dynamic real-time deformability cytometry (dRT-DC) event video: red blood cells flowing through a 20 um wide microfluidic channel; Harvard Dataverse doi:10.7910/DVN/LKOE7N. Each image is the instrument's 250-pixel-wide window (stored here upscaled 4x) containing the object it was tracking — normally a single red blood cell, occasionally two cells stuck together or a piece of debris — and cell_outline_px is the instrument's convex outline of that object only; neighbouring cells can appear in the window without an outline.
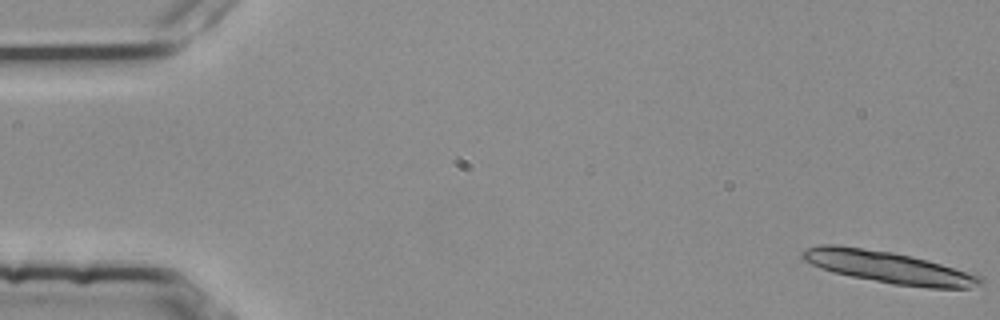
{"species": "common noctule bat (a hibernating species)", "species_latin": "Nyctalus noctula", "temperature_condition": "room temperature", "stored_images_in_passage": 15, "camera_frame_rate_fps": 3000, "um_per_image_px": 0.085, "animal": {"sex": "female", "body_mass_g": 25.1}, "frame": {"image": 1, "passage_image": 1, "time_ms": 0.0, "image_size_px": [1000, 320], "cell_outline_px": [[984, 284], [968, 288], [928, 288], [892, 284], [832, 272], [820, 268], [804, 260], [800, 256], [800, 252], [808, 248], [820, 244], [836, 244], [892, 252], [912, 256], [940, 264], [980, 276], [984, 280]], "centroid_in_image_um": [75.48, 22.72], "position_along_channel_um": 9.5, "area_um2": 32.89}}